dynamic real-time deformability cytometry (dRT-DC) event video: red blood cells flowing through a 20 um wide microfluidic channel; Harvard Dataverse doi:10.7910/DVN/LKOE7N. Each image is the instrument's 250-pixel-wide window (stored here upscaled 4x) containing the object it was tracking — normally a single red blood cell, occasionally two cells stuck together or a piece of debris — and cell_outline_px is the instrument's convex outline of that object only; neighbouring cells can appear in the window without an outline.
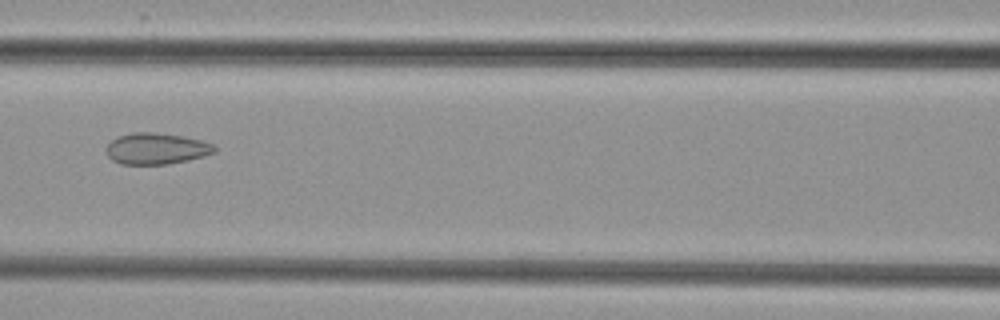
{"species": "common noctule bat (a hibernating species)", "species_latin": "Nyctalus noctula", "temperature_condition": "cold", "stored_images_in_passage": 6, "camera_frame_rate_fps": 3000, "um_per_image_px": 0.085, "animal": {"sex": "female", "body_mass_g": 29.2, "forearm_length_mm": 56.3}, "frame": {"image": 1, "passage_image": 3, "time_ms": 2.333, "image_size_px": [1000, 320], "cell_outline_px": [[216, 152], [204, 156], [188, 160], [168, 164], [120, 164], [112, 160], [108, 156], [104, 148], [112, 140], [120, 136], [132, 132], [152, 132], [184, 136], [200, 140], [212, 144], [216, 148]], "centroid_in_image_um": [13.27, 12.63], "position_along_channel_um": 153.3, "area_um2": 19.77}}
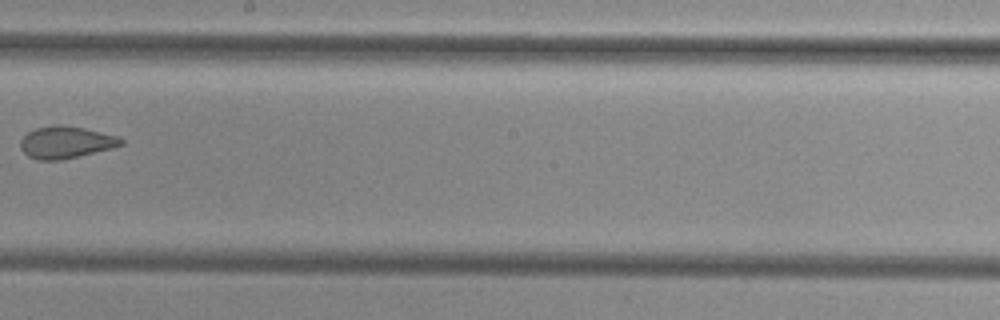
{"frame": {"image": 2, "passage_image": 5, "time_ms": 4.667, "image_size_px": [1000, 320], "cell_outline_px": [[124, 144], [112, 148], [60, 160], [36, 160], [28, 156], [20, 148], [20, 140], [28, 132], [36, 128], [52, 124], [60, 124], [84, 128], [120, 136], [124, 140]], "centroid_in_image_um": [5.6, 12.08], "position_along_channel_um": 242.6, "area_um2": 18.9}}
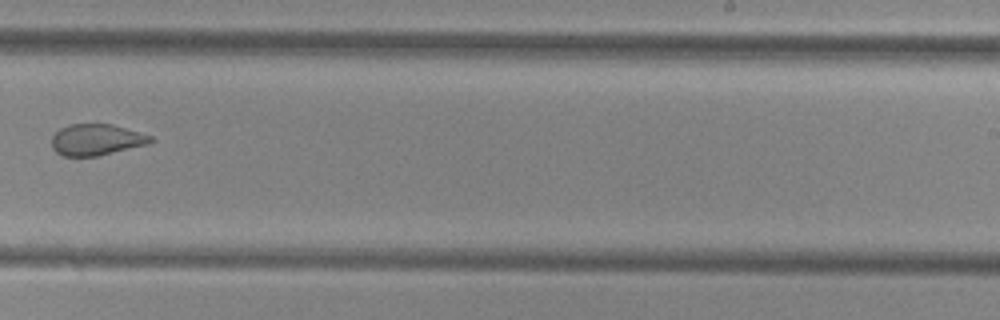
{"frame": {"image": 3, "passage_image": 6, "time_ms": 5.667, "image_size_px": [1000, 320], "cell_outline_px": [[156, 140], [148, 144], [100, 156], [64, 156], [56, 152], [52, 148], [52, 136], [60, 128], [68, 124], [112, 124], [140, 132], [152, 136]], "centroid_in_image_um": [8.21, 11.88], "position_along_channel_um": 280.8, "area_um2": 18.21}}